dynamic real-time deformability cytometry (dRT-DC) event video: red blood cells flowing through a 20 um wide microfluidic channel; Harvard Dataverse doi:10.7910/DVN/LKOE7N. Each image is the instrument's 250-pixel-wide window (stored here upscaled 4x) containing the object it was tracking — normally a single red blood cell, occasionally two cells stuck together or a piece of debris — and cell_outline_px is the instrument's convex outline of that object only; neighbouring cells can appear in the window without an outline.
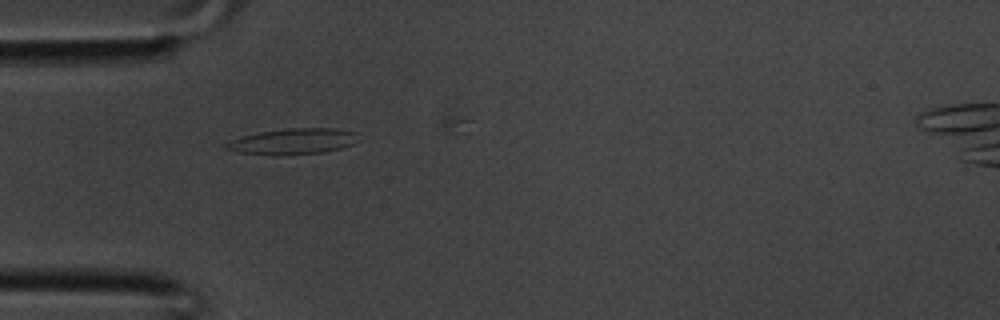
{"species": "common noctule bat (a hibernating species)", "species_latin": "Nyctalus noctula", "temperature_condition": "room temperature", "stored_images_in_passage": 8, "camera_frame_rate_fps": 3000, "um_per_image_px": 0.085, "animal": {"sex": "male", "body_mass_g": 20.1, "forearm_length_mm": 53.5}, "frame": {"image": 1, "passage_image": 5, "time_ms": 1.333, "image_size_px": [1000, 320], "cell_outline_px": [[360, 140], [352, 144], [340, 148], [324, 152], [280, 156], [272, 156], [236, 152], [224, 148], [224, 144], [232, 140], [244, 136], [260, 132], [288, 128], [336, 128], [360, 132]], "centroid_in_image_um": [24.96, 12.02], "position_along_channel_um": 60.0, "area_um2": 20.35}}